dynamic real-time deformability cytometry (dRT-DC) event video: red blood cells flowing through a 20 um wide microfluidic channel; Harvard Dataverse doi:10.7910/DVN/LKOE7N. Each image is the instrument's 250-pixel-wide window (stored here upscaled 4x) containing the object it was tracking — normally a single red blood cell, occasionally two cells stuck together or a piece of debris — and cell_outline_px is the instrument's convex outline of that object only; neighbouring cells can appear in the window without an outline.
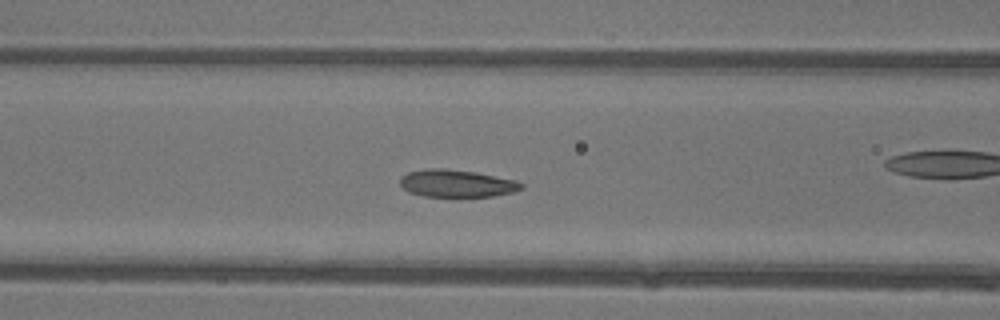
{"species": "common noctule bat (a hibernating species)", "species_latin": "Nyctalus noctula", "temperature_condition": "warm", "stored_images_in_passage": 45, "camera_frame_rate_fps": 3000, "um_per_image_px": 0.085, "animal": {"sex": "female"}, "frame": {"image": 1, "passage_image": 15, "time_ms": 4.667, "image_size_px": [1000, 320], "cell_outline_px": [[524, 188], [512, 192], [492, 196], [424, 196], [408, 192], [400, 184], [400, 180], [408, 172], [424, 168], [444, 168], [476, 172], [516, 180], [524, 184]], "centroid_in_image_um": [38.83, 15.58], "position_along_channel_um": 127.8, "area_um2": 19.31}}
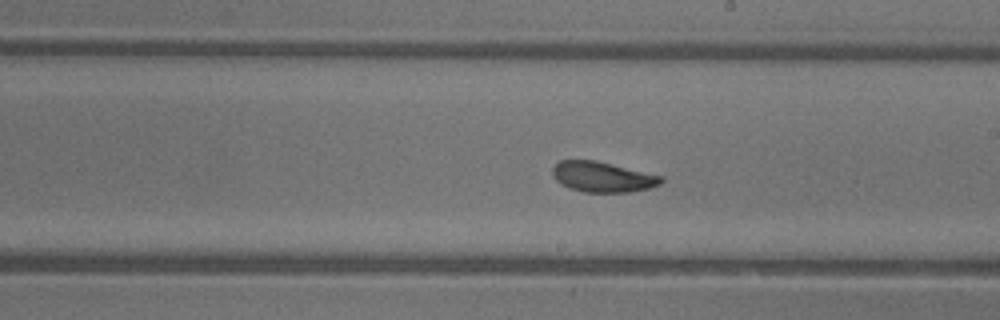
{"frame": {"image": 2, "passage_image": 23, "time_ms": 7.333, "image_size_px": [1000, 320], "cell_outline_px": [[664, 180], [660, 184], [648, 188], [628, 192], [584, 192], [568, 188], [560, 184], [556, 180], [552, 172], [552, 168], [560, 160], [596, 160], [664, 176]], "centroid_in_image_um": [51.22, 15.03], "position_along_channel_um": 237.8, "area_um2": 19.31}}
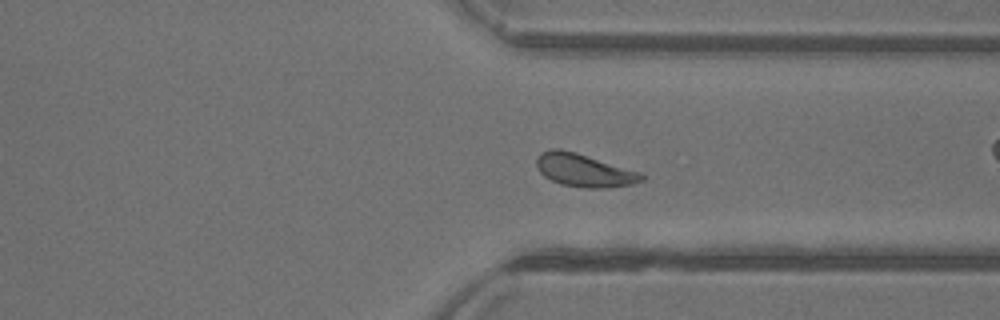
{"frame": {"image": 3, "passage_image": 32, "time_ms": 10.333, "image_size_px": [1000, 320], "cell_outline_px": [[648, 176], [644, 180], [632, 184], [612, 188], [584, 188], [560, 184], [544, 176], [540, 172], [536, 164], [536, 160], [540, 152], [552, 148], [560, 148], [576, 152], [640, 172]], "centroid_in_image_um": [49.67, 14.48], "position_along_channel_um": 361.7, "area_um2": 20.4}, "authors_computed_cell_mechanics": {"area_um2": 19.8832, "velocity_mm_per_s": 4.133, "shape_relaxation_time_tau1_ms": 2.8175, "shape_relaxation_time_tau2_ms": 1.1283, "deformation_change_tau1": 0.1279, "deformation_change_tau2": 0.0772}}